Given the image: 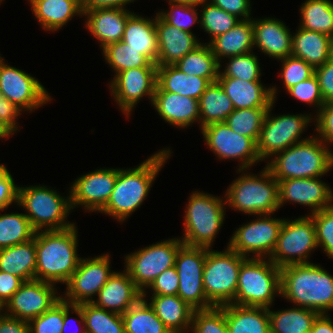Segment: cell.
<instances>
[{
  "instance_id": "6da1fadb",
  "label": "cell",
  "mask_w": 333,
  "mask_h": 333,
  "mask_svg": "<svg viewBox=\"0 0 333 333\" xmlns=\"http://www.w3.org/2000/svg\"><path fill=\"white\" fill-rule=\"evenodd\" d=\"M280 295L299 307L326 314L333 309V276L313 263L280 269Z\"/></svg>"
},
{
  "instance_id": "7a4b0ae2",
  "label": "cell",
  "mask_w": 333,
  "mask_h": 333,
  "mask_svg": "<svg viewBox=\"0 0 333 333\" xmlns=\"http://www.w3.org/2000/svg\"><path fill=\"white\" fill-rule=\"evenodd\" d=\"M76 247L75 225L61 230L37 231L35 279L51 284L67 283L81 260Z\"/></svg>"
},
{
  "instance_id": "3957f363",
  "label": "cell",
  "mask_w": 333,
  "mask_h": 333,
  "mask_svg": "<svg viewBox=\"0 0 333 333\" xmlns=\"http://www.w3.org/2000/svg\"><path fill=\"white\" fill-rule=\"evenodd\" d=\"M170 150H162L133 169H118L117 180L111 196L100 212L123 221L146 198L152 182L169 157Z\"/></svg>"
},
{
  "instance_id": "277c9868",
  "label": "cell",
  "mask_w": 333,
  "mask_h": 333,
  "mask_svg": "<svg viewBox=\"0 0 333 333\" xmlns=\"http://www.w3.org/2000/svg\"><path fill=\"white\" fill-rule=\"evenodd\" d=\"M322 142L317 137L304 139L277 153L266 167L278 182L320 177L333 167V153Z\"/></svg>"
},
{
  "instance_id": "5b68a950",
  "label": "cell",
  "mask_w": 333,
  "mask_h": 333,
  "mask_svg": "<svg viewBox=\"0 0 333 333\" xmlns=\"http://www.w3.org/2000/svg\"><path fill=\"white\" fill-rule=\"evenodd\" d=\"M276 292H281L280 268L270 259L248 257L239 269L233 304L269 308Z\"/></svg>"
},
{
  "instance_id": "8992f818",
  "label": "cell",
  "mask_w": 333,
  "mask_h": 333,
  "mask_svg": "<svg viewBox=\"0 0 333 333\" xmlns=\"http://www.w3.org/2000/svg\"><path fill=\"white\" fill-rule=\"evenodd\" d=\"M278 192L279 182L265 167L260 177L244 174L236 179L227 190L225 202L234 209L261 217L279 209Z\"/></svg>"
},
{
  "instance_id": "52a82bcc",
  "label": "cell",
  "mask_w": 333,
  "mask_h": 333,
  "mask_svg": "<svg viewBox=\"0 0 333 333\" xmlns=\"http://www.w3.org/2000/svg\"><path fill=\"white\" fill-rule=\"evenodd\" d=\"M208 251L203 270V285L207 300L213 306L233 303L239 269L247 259L227 246L225 252Z\"/></svg>"
},
{
  "instance_id": "ba28073f",
  "label": "cell",
  "mask_w": 333,
  "mask_h": 333,
  "mask_svg": "<svg viewBox=\"0 0 333 333\" xmlns=\"http://www.w3.org/2000/svg\"><path fill=\"white\" fill-rule=\"evenodd\" d=\"M224 204L227 203L210 194L195 192L191 195L185 213L184 245L211 247L224 220Z\"/></svg>"
},
{
  "instance_id": "9c48e42d",
  "label": "cell",
  "mask_w": 333,
  "mask_h": 333,
  "mask_svg": "<svg viewBox=\"0 0 333 333\" xmlns=\"http://www.w3.org/2000/svg\"><path fill=\"white\" fill-rule=\"evenodd\" d=\"M17 203L28 211L25 215L36 232L42 231L43 227L61 230L74 225L64 222L71 210L70 196L67 199L60 197L45 186L19 187Z\"/></svg>"
},
{
  "instance_id": "30bf717a",
  "label": "cell",
  "mask_w": 333,
  "mask_h": 333,
  "mask_svg": "<svg viewBox=\"0 0 333 333\" xmlns=\"http://www.w3.org/2000/svg\"><path fill=\"white\" fill-rule=\"evenodd\" d=\"M317 247L316 229L311 216L292 221L283 219L275 248L269 259L280 269L288 265L310 263L307 261L309 252Z\"/></svg>"
},
{
  "instance_id": "8fae6325",
  "label": "cell",
  "mask_w": 333,
  "mask_h": 333,
  "mask_svg": "<svg viewBox=\"0 0 333 333\" xmlns=\"http://www.w3.org/2000/svg\"><path fill=\"white\" fill-rule=\"evenodd\" d=\"M207 247L182 245L175 258L179 278L177 295L194 310L208 309L213 305L207 300L203 285V270Z\"/></svg>"
},
{
  "instance_id": "7c38bea8",
  "label": "cell",
  "mask_w": 333,
  "mask_h": 333,
  "mask_svg": "<svg viewBox=\"0 0 333 333\" xmlns=\"http://www.w3.org/2000/svg\"><path fill=\"white\" fill-rule=\"evenodd\" d=\"M183 244L180 239H169L126 256L125 270L143 292V297L146 295L144 288L149 287L164 270L175 265L176 254Z\"/></svg>"
},
{
  "instance_id": "4fadbf2b",
  "label": "cell",
  "mask_w": 333,
  "mask_h": 333,
  "mask_svg": "<svg viewBox=\"0 0 333 333\" xmlns=\"http://www.w3.org/2000/svg\"><path fill=\"white\" fill-rule=\"evenodd\" d=\"M274 102L267 110L262 129L257 141V152L260 160L287 149L288 147L304 141L300 135L310 122L307 115H280L271 117L270 111Z\"/></svg>"
},
{
  "instance_id": "5bb4252c",
  "label": "cell",
  "mask_w": 333,
  "mask_h": 333,
  "mask_svg": "<svg viewBox=\"0 0 333 333\" xmlns=\"http://www.w3.org/2000/svg\"><path fill=\"white\" fill-rule=\"evenodd\" d=\"M207 146L221 159H241L239 171L260 161L257 143L249 137L238 135L225 122L208 124L201 128Z\"/></svg>"
},
{
  "instance_id": "9a60e30c",
  "label": "cell",
  "mask_w": 333,
  "mask_h": 333,
  "mask_svg": "<svg viewBox=\"0 0 333 333\" xmlns=\"http://www.w3.org/2000/svg\"><path fill=\"white\" fill-rule=\"evenodd\" d=\"M0 95L18 108L33 109L50 101V96L34 77L17 68L8 66L0 57Z\"/></svg>"
},
{
  "instance_id": "2e32d148",
  "label": "cell",
  "mask_w": 333,
  "mask_h": 333,
  "mask_svg": "<svg viewBox=\"0 0 333 333\" xmlns=\"http://www.w3.org/2000/svg\"><path fill=\"white\" fill-rule=\"evenodd\" d=\"M109 255L97 256L93 259H81L77 269L67 281L65 301L71 304L92 302L93 294L106 284L114 272L110 271Z\"/></svg>"
},
{
  "instance_id": "e0dca14e",
  "label": "cell",
  "mask_w": 333,
  "mask_h": 333,
  "mask_svg": "<svg viewBox=\"0 0 333 333\" xmlns=\"http://www.w3.org/2000/svg\"><path fill=\"white\" fill-rule=\"evenodd\" d=\"M268 214L243 225L233 234L229 248L247 257V253L257 254L256 258H263L272 254L283 223L281 219L269 218ZM263 256V257H262Z\"/></svg>"
},
{
  "instance_id": "ac0fdd59",
  "label": "cell",
  "mask_w": 333,
  "mask_h": 333,
  "mask_svg": "<svg viewBox=\"0 0 333 333\" xmlns=\"http://www.w3.org/2000/svg\"><path fill=\"white\" fill-rule=\"evenodd\" d=\"M111 82L112 94L125 115L144 96L153 100L157 83V67H137L121 71Z\"/></svg>"
},
{
  "instance_id": "d6986e66",
  "label": "cell",
  "mask_w": 333,
  "mask_h": 333,
  "mask_svg": "<svg viewBox=\"0 0 333 333\" xmlns=\"http://www.w3.org/2000/svg\"><path fill=\"white\" fill-rule=\"evenodd\" d=\"M54 285L41 280L25 281L5 304L11 317L29 321L50 309L62 297L55 295Z\"/></svg>"
},
{
  "instance_id": "ffe728a7",
  "label": "cell",
  "mask_w": 333,
  "mask_h": 333,
  "mask_svg": "<svg viewBox=\"0 0 333 333\" xmlns=\"http://www.w3.org/2000/svg\"><path fill=\"white\" fill-rule=\"evenodd\" d=\"M117 174L118 169H100L76 179L70 192L71 208L77 204L100 212L111 196Z\"/></svg>"
},
{
  "instance_id": "44dd1931",
  "label": "cell",
  "mask_w": 333,
  "mask_h": 333,
  "mask_svg": "<svg viewBox=\"0 0 333 333\" xmlns=\"http://www.w3.org/2000/svg\"><path fill=\"white\" fill-rule=\"evenodd\" d=\"M278 193L279 208L287 200L311 207V214L333 206L331 189L318 177L280 180Z\"/></svg>"
},
{
  "instance_id": "7402d4cb",
  "label": "cell",
  "mask_w": 333,
  "mask_h": 333,
  "mask_svg": "<svg viewBox=\"0 0 333 333\" xmlns=\"http://www.w3.org/2000/svg\"><path fill=\"white\" fill-rule=\"evenodd\" d=\"M142 297L143 292L130 278L129 273L124 270V273H113L106 284L99 290L98 300H93L92 303L96 307L123 315Z\"/></svg>"
},
{
  "instance_id": "603a6c76",
  "label": "cell",
  "mask_w": 333,
  "mask_h": 333,
  "mask_svg": "<svg viewBox=\"0 0 333 333\" xmlns=\"http://www.w3.org/2000/svg\"><path fill=\"white\" fill-rule=\"evenodd\" d=\"M155 18L158 40L157 66L174 65L201 44L192 33L166 23L158 14Z\"/></svg>"
},
{
  "instance_id": "cb8c5ba5",
  "label": "cell",
  "mask_w": 333,
  "mask_h": 333,
  "mask_svg": "<svg viewBox=\"0 0 333 333\" xmlns=\"http://www.w3.org/2000/svg\"><path fill=\"white\" fill-rule=\"evenodd\" d=\"M217 82L232 101L235 109L270 108L275 100L276 88L267 89L260 81L218 77Z\"/></svg>"
},
{
  "instance_id": "d4e9b609",
  "label": "cell",
  "mask_w": 333,
  "mask_h": 333,
  "mask_svg": "<svg viewBox=\"0 0 333 333\" xmlns=\"http://www.w3.org/2000/svg\"><path fill=\"white\" fill-rule=\"evenodd\" d=\"M152 103L159 115L177 127H186L200 120L199 100L161 90L157 85Z\"/></svg>"
},
{
  "instance_id": "484cf974",
  "label": "cell",
  "mask_w": 333,
  "mask_h": 333,
  "mask_svg": "<svg viewBox=\"0 0 333 333\" xmlns=\"http://www.w3.org/2000/svg\"><path fill=\"white\" fill-rule=\"evenodd\" d=\"M254 45L270 57L284 59L291 56L292 34L284 23L274 18L252 20Z\"/></svg>"
},
{
  "instance_id": "4316f807",
  "label": "cell",
  "mask_w": 333,
  "mask_h": 333,
  "mask_svg": "<svg viewBox=\"0 0 333 333\" xmlns=\"http://www.w3.org/2000/svg\"><path fill=\"white\" fill-rule=\"evenodd\" d=\"M86 26L89 31L100 41L101 47L122 41L128 18L132 15L126 9L100 8L89 10Z\"/></svg>"
},
{
  "instance_id": "83f0119b",
  "label": "cell",
  "mask_w": 333,
  "mask_h": 333,
  "mask_svg": "<svg viewBox=\"0 0 333 333\" xmlns=\"http://www.w3.org/2000/svg\"><path fill=\"white\" fill-rule=\"evenodd\" d=\"M333 38L315 31L299 28L292 36L291 55L303 59L313 68L332 59Z\"/></svg>"
},
{
  "instance_id": "f1b7e54d",
  "label": "cell",
  "mask_w": 333,
  "mask_h": 333,
  "mask_svg": "<svg viewBox=\"0 0 333 333\" xmlns=\"http://www.w3.org/2000/svg\"><path fill=\"white\" fill-rule=\"evenodd\" d=\"M229 333H271L268 308L223 305Z\"/></svg>"
},
{
  "instance_id": "f546056e",
  "label": "cell",
  "mask_w": 333,
  "mask_h": 333,
  "mask_svg": "<svg viewBox=\"0 0 333 333\" xmlns=\"http://www.w3.org/2000/svg\"><path fill=\"white\" fill-rule=\"evenodd\" d=\"M208 44L219 63L221 57L224 56L231 57L250 53L254 46L251 18L240 19L232 29L215 37Z\"/></svg>"
},
{
  "instance_id": "4dcf8cb0",
  "label": "cell",
  "mask_w": 333,
  "mask_h": 333,
  "mask_svg": "<svg viewBox=\"0 0 333 333\" xmlns=\"http://www.w3.org/2000/svg\"><path fill=\"white\" fill-rule=\"evenodd\" d=\"M155 19H145L134 13L128 18L122 41L140 51L150 62L157 64L158 40Z\"/></svg>"
},
{
  "instance_id": "1f68e13d",
  "label": "cell",
  "mask_w": 333,
  "mask_h": 333,
  "mask_svg": "<svg viewBox=\"0 0 333 333\" xmlns=\"http://www.w3.org/2000/svg\"><path fill=\"white\" fill-rule=\"evenodd\" d=\"M0 271L20 277L24 282L35 279L36 233L27 242L0 249Z\"/></svg>"
},
{
  "instance_id": "d6a6232c",
  "label": "cell",
  "mask_w": 333,
  "mask_h": 333,
  "mask_svg": "<svg viewBox=\"0 0 333 333\" xmlns=\"http://www.w3.org/2000/svg\"><path fill=\"white\" fill-rule=\"evenodd\" d=\"M157 86L167 92L199 100L211 84L206 78L187 75L175 65L157 67Z\"/></svg>"
},
{
  "instance_id": "836d02e7",
  "label": "cell",
  "mask_w": 333,
  "mask_h": 333,
  "mask_svg": "<svg viewBox=\"0 0 333 333\" xmlns=\"http://www.w3.org/2000/svg\"><path fill=\"white\" fill-rule=\"evenodd\" d=\"M149 303L171 333H185L191 325L194 309L178 295H152ZM183 331V332H182Z\"/></svg>"
},
{
  "instance_id": "e575fe53",
  "label": "cell",
  "mask_w": 333,
  "mask_h": 333,
  "mask_svg": "<svg viewBox=\"0 0 333 333\" xmlns=\"http://www.w3.org/2000/svg\"><path fill=\"white\" fill-rule=\"evenodd\" d=\"M32 11L47 31L64 26L74 14L83 15L80 5L74 0H29Z\"/></svg>"
},
{
  "instance_id": "d590c367",
  "label": "cell",
  "mask_w": 333,
  "mask_h": 333,
  "mask_svg": "<svg viewBox=\"0 0 333 333\" xmlns=\"http://www.w3.org/2000/svg\"><path fill=\"white\" fill-rule=\"evenodd\" d=\"M86 333H125L122 315L96 307L92 302L71 304Z\"/></svg>"
},
{
  "instance_id": "8d00e7d4",
  "label": "cell",
  "mask_w": 333,
  "mask_h": 333,
  "mask_svg": "<svg viewBox=\"0 0 333 333\" xmlns=\"http://www.w3.org/2000/svg\"><path fill=\"white\" fill-rule=\"evenodd\" d=\"M234 106L218 82L211 83L199 99L201 128L216 122H225Z\"/></svg>"
},
{
  "instance_id": "74e56055",
  "label": "cell",
  "mask_w": 333,
  "mask_h": 333,
  "mask_svg": "<svg viewBox=\"0 0 333 333\" xmlns=\"http://www.w3.org/2000/svg\"><path fill=\"white\" fill-rule=\"evenodd\" d=\"M174 65L185 74L206 78L210 83L217 82L221 67L209 44H200Z\"/></svg>"
},
{
  "instance_id": "f35d334b",
  "label": "cell",
  "mask_w": 333,
  "mask_h": 333,
  "mask_svg": "<svg viewBox=\"0 0 333 333\" xmlns=\"http://www.w3.org/2000/svg\"><path fill=\"white\" fill-rule=\"evenodd\" d=\"M271 333H310L318 312L307 308H291L282 311H270Z\"/></svg>"
},
{
  "instance_id": "ab89813d",
  "label": "cell",
  "mask_w": 333,
  "mask_h": 333,
  "mask_svg": "<svg viewBox=\"0 0 333 333\" xmlns=\"http://www.w3.org/2000/svg\"><path fill=\"white\" fill-rule=\"evenodd\" d=\"M125 333H171L142 297L123 315Z\"/></svg>"
},
{
  "instance_id": "60d3db41",
  "label": "cell",
  "mask_w": 333,
  "mask_h": 333,
  "mask_svg": "<svg viewBox=\"0 0 333 333\" xmlns=\"http://www.w3.org/2000/svg\"><path fill=\"white\" fill-rule=\"evenodd\" d=\"M301 28L333 38V2L307 0L301 6Z\"/></svg>"
},
{
  "instance_id": "b9f144b4",
  "label": "cell",
  "mask_w": 333,
  "mask_h": 333,
  "mask_svg": "<svg viewBox=\"0 0 333 333\" xmlns=\"http://www.w3.org/2000/svg\"><path fill=\"white\" fill-rule=\"evenodd\" d=\"M35 233L25 214L0 215V249L27 242Z\"/></svg>"
},
{
  "instance_id": "7bdbcfd3",
  "label": "cell",
  "mask_w": 333,
  "mask_h": 333,
  "mask_svg": "<svg viewBox=\"0 0 333 333\" xmlns=\"http://www.w3.org/2000/svg\"><path fill=\"white\" fill-rule=\"evenodd\" d=\"M103 54L116 74L131 68L158 67L157 64L150 62L140 51L130 48L123 41L107 45L103 48Z\"/></svg>"
},
{
  "instance_id": "ee69618b",
  "label": "cell",
  "mask_w": 333,
  "mask_h": 333,
  "mask_svg": "<svg viewBox=\"0 0 333 333\" xmlns=\"http://www.w3.org/2000/svg\"><path fill=\"white\" fill-rule=\"evenodd\" d=\"M269 108L234 109L225 123L238 135L258 141L262 124Z\"/></svg>"
},
{
  "instance_id": "f6af8a7d",
  "label": "cell",
  "mask_w": 333,
  "mask_h": 333,
  "mask_svg": "<svg viewBox=\"0 0 333 333\" xmlns=\"http://www.w3.org/2000/svg\"><path fill=\"white\" fill-rule=\"evenodd\" d=\"M201 27L210 34L211 40L232 29L240 20L236 16L208 3L200 15Z\"/></svg>"
},
{
  "instance_id": "bcb514c9",
  "label": "cell",
  "mask_w": 333,
  "mask_h": 333,
  "mask_svg": "<svg viewBox=\"0 0 333 333\" xmlns=\"http://www.w3.org/2000/svg\"><path fill=\"white\" fill-rule=\"evenodd\" d=\"M191 325L193 333H229L223 305L194 310Z\"/></svg>"
},
{
  "instance_id": "7dc6e473",
  "label": "cell",
  "mask_w": 333,
  "mask_h": 333,
  "mask_svg": "<svg viewBox=\"0 0 333 333\" xmlns=\"http://www.w3.org/2000/svg\"><path fill=\"white\" fill-rule=\"evenodd\" d=\"M230 62L218 77L238 78L246 81H260L258 59L251 53L228 57Z\"/></svg>"
},
{
  "instance_id": "c3c4849f",
  "label": "cell",
  "mask_w": 333,
  "mask_h": 333,
  "mask_svg": "<svg viewBox=\"0 0 333 333\" xmlns=\"http://www.w3.org/2000/svg\"><path fill=\"white\" fill-rule=\"evenodd\" d=\"M63 320L64 298H61L43 314L28 321L29 333H61Z\"/></svg>"
},
{
  "instance_id": "681fc988",
  "label": "cell",
  "mask_w": 333,
  "mask_h": 333,
  "mask_svg": "<svg viewBox=\"0 0 333 333\" xmlns=\"http://www.w3.org/2000/svg\"><path fill=\"white\" fill-rule=\"evenodd\" d=\"M316 229L317 246L333 258V206L311 214Z\"/></svg>"
},
{
  "instance_id": "f907efd6",
  "label": "cell",
  "mask_w": 333,
  "mask_h": 333,
  "mask_svg": "<svg viewBox=\"0 0 333 333\" xmlns=\"http://www.w3.org/2000/svg\"><path fill=\"white\" fill-rule=\"evenodd\" d=\"M171 10L168 13H158V15L168 24L177 27L183 31H190V26L196 22H200L198 20V13L194 8L196 5L184 4V3H176L169 1Z\"/></svg>"
},
{
  "instance_id": "816d5d0a",
  "label": "cell",
  "mask_w": 333,
  "mask_h": 333,
  "mask_svg": "<svg viewBox=\"0 0 333 333\" xmlns=\"http://www.w3.org/2000/svg\"><path fill=\"white\" fill-rule=\"evenodd\" d=\"M281 60L283 62L281 76L287 90L314 75V68L303 59L291 55Z\"/></svg>"
},
{
  "instance_id": "f5cc1de1",
  "label": "cell",
  "mask_w": 333,
  "mask_h": 333,
  "mask_svg": "<svg viewBox=\"0 0 333 333\" xmlns=\"http://www.w3.org/2000/svg\"><path fill=\"white\" fill-rule=\"evenodd\" d=\"M292 97L306 102L314 103L319 106V110L325 105L324 99L320 92L317 77L313 75L308 80L297 83L287 90Z\"/></svg>"
},
{
  "instance_id": "db71d44e",
  "label": "cell",
  "mask_w": 333,
  "mask_h": 333,
  "mask_svg": "<svg viewBox=\"0 0 333 333\" xmlns=\"http://www.w3.org/2000/svg\"><path fill=\"white\" fill-rule=\"evenodd\" d=\"M153 295H177L179 278L175 266L164 270L149 286Z\"/></svg>"
},
{
  "instance_id": "11a10c76",
  "label": "cell",
  "mask_w": 333,
  "mask_h": 333,
  "mask_svg": "<svg viewBox=\"0 0 333 333\" xmlns=\"http://www.w3.org/2000/svg\"><path fill=\"white\" fill-rule=\"evenodd\" d=\"M18 189L9 171L0 165V210L18 202Z\"/></svg>"
},
{
  "instance_id": "9f6ffc18",
  "label": "cell",
  "mask_w": 333,
  "mask_h": 333,
  "mask_svg": "<svg viewBox=\"0 0 333 333\" xmlns=\"http://www.w3.org/2000/svg\"><path fill=\"white\" fill-rule=\"evenodd\" d=\"M314 75L317 77L325 104L333 102V58L314 68Z\"/></svg>"
},
{
  "instance_id": "6f0895ef",
  "label": "cell",
  "mask_w": 333,
  "mask_h": 333,
  "mask_svg": "<svg viewBox=\"0 0 333 333\" xmlns=\"http://www.w3.org/2000/svg\"><path fill=\"white\" fill-rule=\"evenodd\" d=\"M317 114L316 129L321 140L333 143V102L326 103Z\"/></svg>"
},
{
  "instance_id": "680465c9",
  "label": "cell",
  "mask_w": 333,
  "mask_h": 333,
  "mask_svg": "<svg viewBox=\"0 0 333 333\" xmlns=\"http://www.w3.org/2000/svg\"><path fill=\"white\" fill-rule=\"evenodd\" d=\"M23 283L20 277L0 271V305L3 308Z\"/></svg>"
},
{
  "instance_id": "91938a15",
  "label": "cell",
  "mask_w": 333,
  "mask_h": 333,
  "mask_svg": "<svg viewBox=\"0 0 333 333\" xmlns=\"http://www.w3.org/2000/svg\"><path fill=\"white\" fill-rule=\"evenodd\" d=\"M250 0H211V3L218 6L222 10L236 16L249 19L250 15Z\"/></svg>"
},
{
  "instance_id": "94428289",
  "label": "cell",
  "mask_w": 333,
  "mask_h": 333,
  "mask_svg": "<svg viewBox=\"0 0 333 333\" xmlns=\"http://www.w3.org/2000/svg\"><path fill=\"white\" fill-rule=\"evenodd\" d=\"M21 109L0 95V119L7 124L13 131L17 130L16 118L19 116Z\"/></svg>"
},
{
  "instance_id": "6125c7cd",
  "label": "cell",
  "mask_w": 333,
  "mask_h": 333,
  "mask_svg": "<svg viewBox=\"0 0 333 333\" xmlns=\"http://www.w3.org/2000/svg\"><path fill=\"white\" fill-rule=\"evenodd\" d=\"M0 333H29L28 321L0 314Z\"/></svg>"
},
{
  "instance_id": "be15d7a7",
  "label": "cell",
  "mask_w": 333,
  "mask_h": 333,
  "mask_svg": "<svg viewBox=\"0 0 333 333\" xmlns=\"http://www.w3.org/2000/svg\"><path fill=\"white\" fill-rule=\"evenodd\" d=\"M134 0H82L81 11L84 15L86 11L100 8L125 9L124 6Z\"/></svg>"
},
{
  "instance_id": "e7e4bbea",
  "label": "cell",
  "mask_w": 333,
  "mask_h": 333,
  "mask_svg": "<svg viewBox=\"0 0 333 333\" xmlns=\"http://www.w3.org/2000/svg\"><path fill=\"white\" fill-rule=\"evenodd\" d=\"M310 333H333V322L326 314H319L313 322Z\"/></svg>"
},
{
  "instance_id": "03108f58",
  "label": "cell",
  "mask_w": 333,
  "mask_h": 333,
  "mask_svg": "<svg viewBox=\"0 0 333 333\" xmlns=\"http://www.w3.org/2000/svg\"><path fill=\"white\" fill-rule=\"evenodd\" d=\"M69 308H71V303L67 302L64 300V320H63V327H62V331L61 333H65L66 331V328L70 325H69ZM80 333H86V329H81V332Z\"/></svg>"
},
{
  "instance_id": "003e7915",
  "label": "cell",
  "mask_w": 333,
  "mask_h": 333,
  "mask_svg": "<svg viewBox=\"0 0 333 333\" xmlns=\"http://www.w3.org/2000/svg\"><path fill=\"white\" fill-rule=\"evenodd\" d=\"M12 132L14 131L0 119V138L8 137Z\"/></svg>"
},
{
  "instance_id": "a7ac6f4b",
  "label": "cell",
  "mask_w": 333,
  "mask_h": 333,
  "mask_svg": "<svg viewBox=\"0 0 333 333\" xmlns=\"http://www.w3.org/2000/svg\"><path fill=\"white\" fill-rule=\"evenodd\" d=\"M169 1H172V2H176V3H184V4H190V5H201V4H206L205 2L207 0H169Z\"/></svg>"
},
{
  "instance_id": "89a4df30",
  "label": "cell",
  "mask_w": 333,
  "mask_h": 333,
  "mask_svg": "<svg viewBox=\"0 0 333 333\" xmlns=\"http://www.w3.org/2000/svg\"><path fill=\"white\" fill-rule=\"evenodd\" d=\"M74 1H76L81 6L82 0H74Z\"/></svg>"
}]
</instances>
